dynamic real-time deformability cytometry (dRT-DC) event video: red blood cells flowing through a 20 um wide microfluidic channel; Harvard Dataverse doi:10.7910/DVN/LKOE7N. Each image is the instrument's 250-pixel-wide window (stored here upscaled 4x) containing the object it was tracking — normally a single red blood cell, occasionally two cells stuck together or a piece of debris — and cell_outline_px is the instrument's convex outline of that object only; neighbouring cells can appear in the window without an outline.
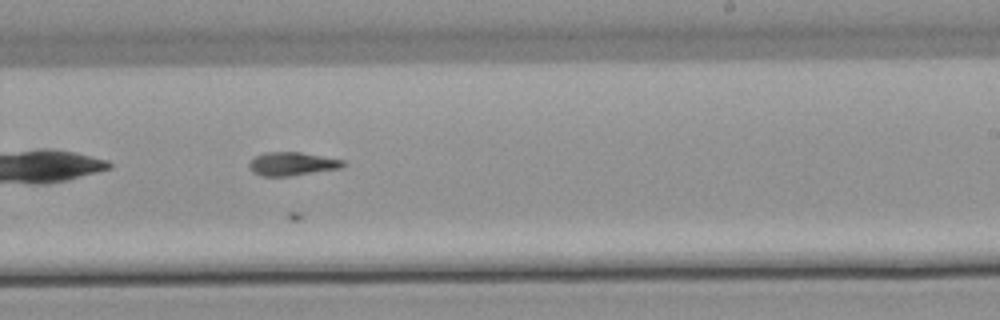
{"species": "common noctule bat (a hibernating species)", "species_latin": "Nyctalus noctula", "temperature_condition": "warm", "stored_images_in_passage": 38, "camera_frame_rate_fps": 3000, "um_per_image_px": 0.085, "animal": {"sex": "male", "body_mass_g": 21.5, "forearm_length_mm": 52.0}, "frame": {"image": 1, "passage_image": 20, "time_ms": 6.333, "image_size_px": [1000, 320], "cell_outline_px": [[348, 164], [340, 168], [288, 176], [264, 176], [252, 172], [248, 168], [248, 164], [256, 156], [264, 152], [300, 152], [344, 160]], "centroid_in_image_um": [24.83, 13.92], "position_along_channel_um": 264.2, "area_um2": 12.77}}